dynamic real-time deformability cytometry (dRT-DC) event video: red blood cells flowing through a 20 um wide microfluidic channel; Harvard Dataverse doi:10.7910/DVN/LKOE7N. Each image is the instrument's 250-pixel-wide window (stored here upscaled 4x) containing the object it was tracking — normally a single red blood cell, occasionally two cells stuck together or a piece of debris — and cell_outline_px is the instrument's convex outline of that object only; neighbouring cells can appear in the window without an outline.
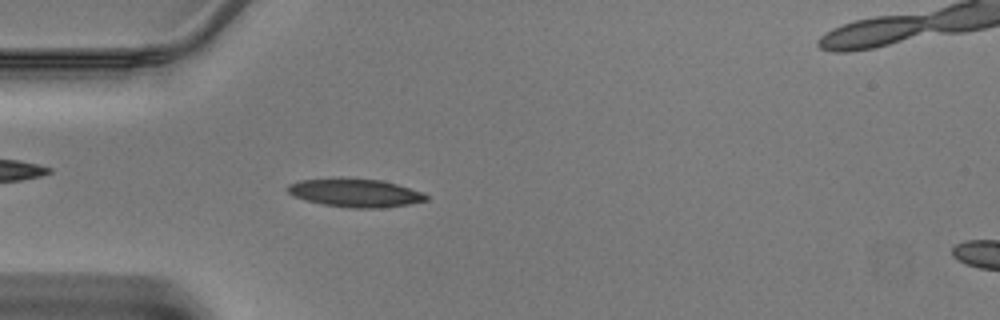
{"species": "Egyptian fruit bat (a non-hibernating species)", "species_latin": "Rousettus aegyptiacus", "temperature_condition": "warm", "stored_images_in_passage": 42, "camera_frame_rate_fps": 3000, "um_per_image_px": 0.085, "animal": {"sex": "male"}, "frame": {"image": 1, "passage_image": 10, "time_ms": 3.0, "image_size_px": [1000, 320], "cell_outline_px": [[428, 200], [408, 204], [380, 208], [348, 208], [324, 204], [308, 200], [296, 196], [288, 192], [284, 188], [288, 184], [300, 180], [332, 176], [340, 176], [380, 180], [396, 184], [424, 192], [428, 196]], "centroid_in_image_um": [30.16, 16.36], "position_along_channel_um": 54.8, "area_um2": 23.29}}
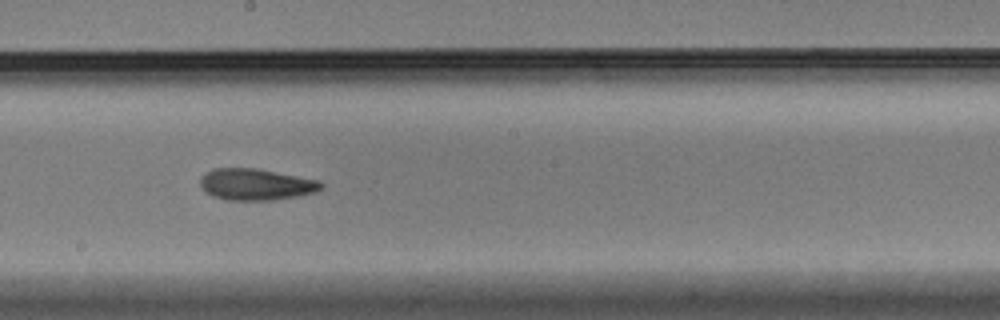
{"frame": {"image": 2, "passage_image": 22, "time_ms": 7.0, "image_size_px": [1000, 320], "cell_outline_px": [[324, 188], [316, 192], [296, 196], [272, 200], [228, 200], [212, 196], [200, 184], [200, 176], [204, 172], [212, 168], [256, 168], [320, 180], [324, 184]], "centroid_in_image_um": [21.77, 15.66], "position_along_channel_um": 226.4, "area_um2": 22.31}}
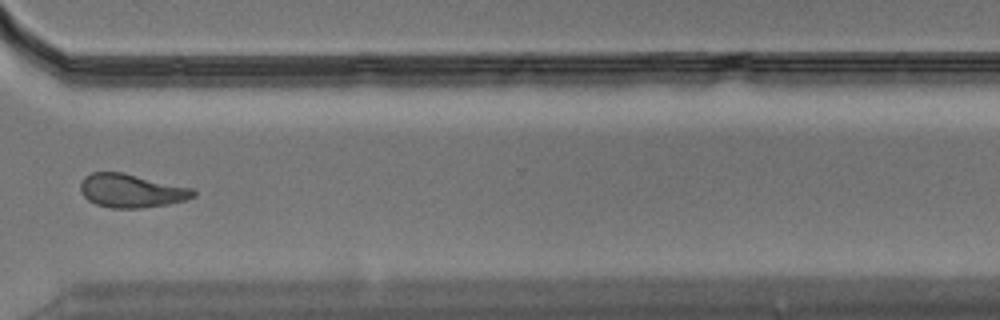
{"frame": {"image": 3, "passage_image": 31, "time_ms": 10.0, "image_size_px": [1000, 320], "cell_outline_px": [[196, 196], [184, 200], [168, 204], [140, 208], [112, 208], [96, 204], [88, 200], [80, 192], [80, 184], [84, 176], [92, 172], [120, 172], [192, 188], [196, 192]], "centroid_in_image_um": [11.13, 16.22], "position_along_channel_um": 359.5, "area_um2": 21.91}}